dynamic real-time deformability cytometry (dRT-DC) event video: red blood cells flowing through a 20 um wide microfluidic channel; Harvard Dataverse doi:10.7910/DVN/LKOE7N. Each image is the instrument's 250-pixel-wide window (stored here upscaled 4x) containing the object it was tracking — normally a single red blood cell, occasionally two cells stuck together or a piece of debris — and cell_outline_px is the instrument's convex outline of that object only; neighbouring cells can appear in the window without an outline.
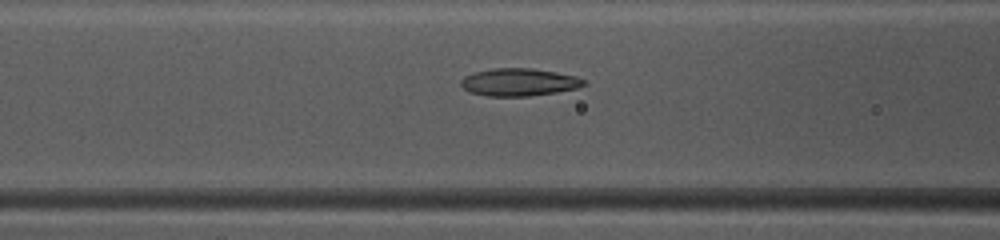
{"species": "common noctule bat (a hibernating species)", "species_latin": "Nyctalus noctula", "temperature_condition": "warm", "stored_images_in_passage": 48, "camera_frame_rate_fps": 3000, "um_per_image_px": 0.085, "animal": {"sex": "female", "body_mass_g": 10.0, "forearm_length_mm": 53.1}, "frame": {"image": 1, "passage_image": 20, "time_ms": 6.333, "image_size_px": [1000, 240], "cell_outline_px": [[588, 84], [576, 88], [556, 92], [528, 96], [488, 96], [468, 92], [460, 84], [460, 80], [464, 76], [472, 72], [492, 68], [532, 68], [556, 72], [576, 76], [588, 80]], "centroid_in_image_um": [44.11, 6.97], "position_along_channel_um": 122.5, "area_um2": 20.0}}
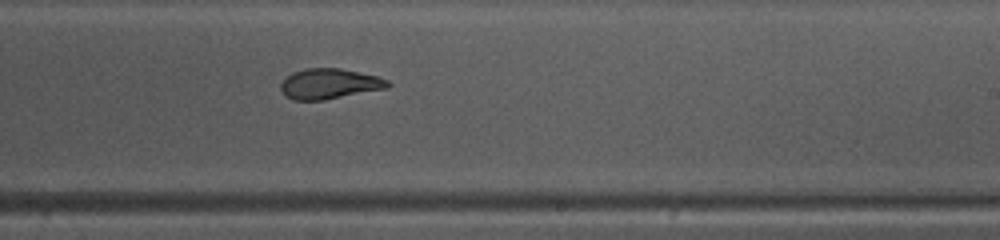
{"frame": {"image": 2, "passage_image": 30, "time_ms": 9.667, "image_size_px": [1000, 240], "cell_outline_px": [[392, 84], [388, 88], [324, 100], [292, 100], [280, 88], [280, 84], [292, 72], [304, 68], [340, 68], [376, 76], [388, 80]], "centroid_in_image_um": [28.02, 7.12], "position_along_channel_um": 261.0, "area_um2": 18.84}}
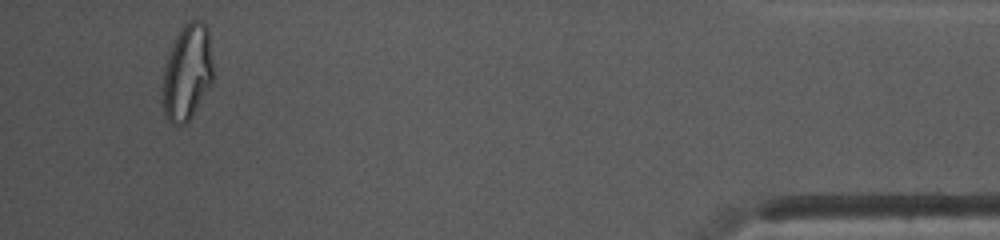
{"frame": {"image": 3, "passage_image": 46, "time_ms": 15.0, "image_size_px": [1000, 240], "cell_outline_px": [[212, 80], [188, 124], [172, 124], [168, 120], [164, 112], [164, 68], [172, 44], [180, 28], [188, 20], [200, 20], [208, 28], [212, 64]], "centroid_in_image_um": [15.92, 6.13], "position_along_channel_um": 419.3, "area_um2": 27.74}, "authors_computed_cell_mechanics": {"area_um2": 20.808, "velocity_mm_per_s": 4.1606, "shape_relaxation_time_tau1_ms": 5.0591, "shape_relaxation_time_tau2_ms": 1.1203, "deformation_change_tau1": 0.198, "deformation_change_tau2": 0.0677}}